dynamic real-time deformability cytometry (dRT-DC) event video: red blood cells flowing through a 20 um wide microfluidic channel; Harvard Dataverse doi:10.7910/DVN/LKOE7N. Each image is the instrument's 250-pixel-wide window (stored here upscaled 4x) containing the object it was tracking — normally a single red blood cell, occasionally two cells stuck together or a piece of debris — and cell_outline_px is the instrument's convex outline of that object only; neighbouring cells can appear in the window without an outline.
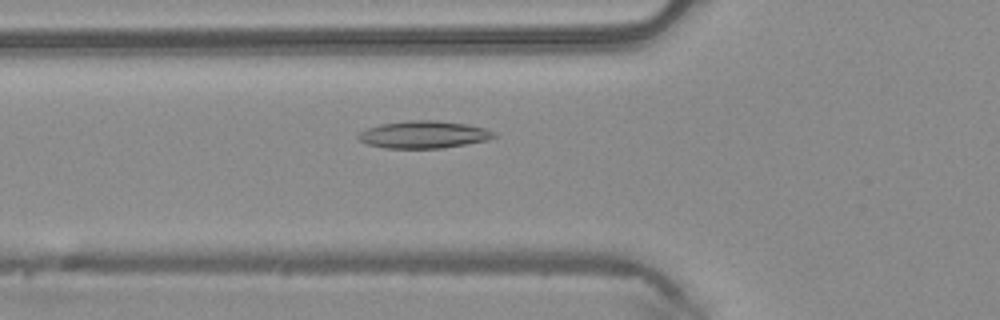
{"species": "common noctule bat (a hibernating species)", "species_latin": "Nyctalus noctula", "temperature_condition": "warm", "stored_images_in_passage": 50, "camera_frame_rate_fps": 3000, "um_per_image_px": 0.085, "animal": {"sex": "male", "body_mass_g": 20.4}, "frame": {"image": 1, "passage_image": 18, "time_ms": 5.667, "image_size_px": [1000, 320], "cell_outline_px": [[500, 136], [488, 140], [440, 148], [384, 148], [368, 144], [360, 140], [356, 136], [360, 132], [368, 128], [380, 124], [408, 120], [436, 120], [468, 124], [484, 128], [496, 132]], "centroid_in_image_um": [36.05, 11.43], "position_along_channel_um": 89.7, "area_um2": 21.68}}
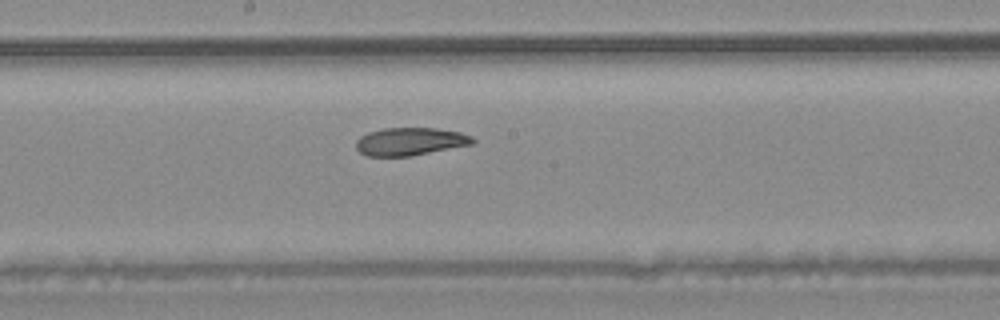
{"frame": {"image": 2, "passage_image": 27, "time_ms": 8.667, "image_size_px": [1000, 320], "cell_outline_px": [[476, 140], [472, 144], [412, 156], [364, 156], [356, 148], [356, 140], [360, 136], [368, 132], [384, 128], [436, 128], [460, 132], [472, 136]], "centroid_in_image_um": [34.85, 12.03], "position_along_channel_um": 213.4, "area_um2": 19.02}}
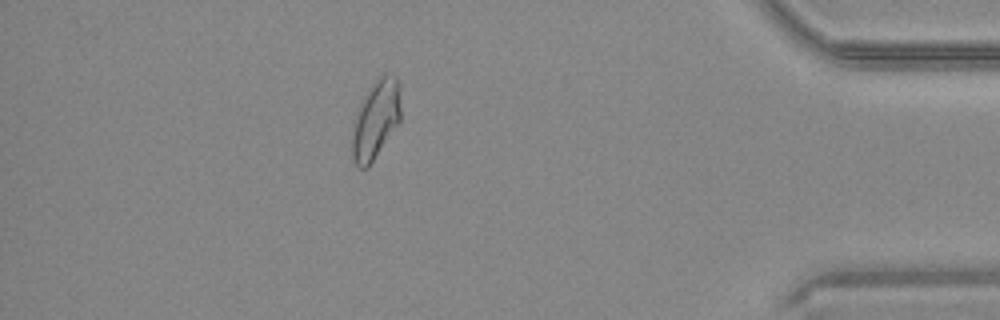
{"frame": {"image": 3, "passage_image": 44, "time_ms": 14.333, "image_size_px": [1000, 320], "cell_outline_px": [[400, 120], [368, 168], [360, 168], [352, 160], [352, 136], [356, 116], [360, 104], [364, 96], [380, 76], [384, 72], [396, 76], [400, 84]], "centroid_in_image_um": [31.95, 10.16], "position_along_channel_um": 403.2, "area_um2": 21.96}, "authors_computed_cell_mechanics": {"area_um2": 21.5883, "velocity_mm_per_s": 4.0968, "shape_relaxation_time_tau1_ms": null, "shape_relaxation_time_tau2_ms": 4.3405, "deformation_change_tau1": null, "deformation_change_tau2": 0.104}}